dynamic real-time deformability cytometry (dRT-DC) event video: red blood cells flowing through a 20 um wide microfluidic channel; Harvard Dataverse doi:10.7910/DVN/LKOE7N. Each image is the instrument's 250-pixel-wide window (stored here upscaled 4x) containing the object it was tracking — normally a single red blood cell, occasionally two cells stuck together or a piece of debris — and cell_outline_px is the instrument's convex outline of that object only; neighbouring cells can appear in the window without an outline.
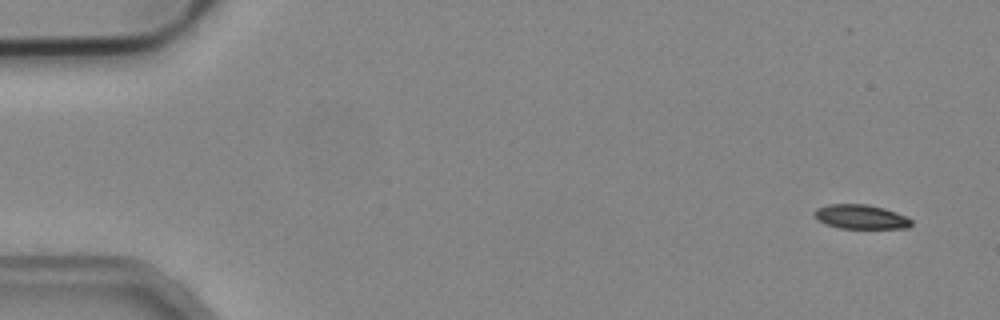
{"species": "common noctule bat (a hibernating species)", "species_latin": "Nyctalus noctula", "temperature_condition": "cold", "stored_images_in_passage": 7, "camera_frame_rate_fps": 3000, "um_per_image_px": 0.085, "animal": {"sex": "male", "body_mass_g": 19.2, "forearm_length_mm": 51.8}, "frame": {"image": 1, "passage_image": 1, "time_ms": 0.0, "image_size_px": [1000, 320], "cell_outline_px": [[912, 224], [908, 228], [840, 228], [824, 224], [816, 220], [812, 212], [816, 208], [828, 204], [868, 204], [884, 208], [896, 212], [912, 220]], "centroid_in_image_um": [73.11, 18.42], "position_along_channel_um": 11.9, "area_um2": 13.87}}
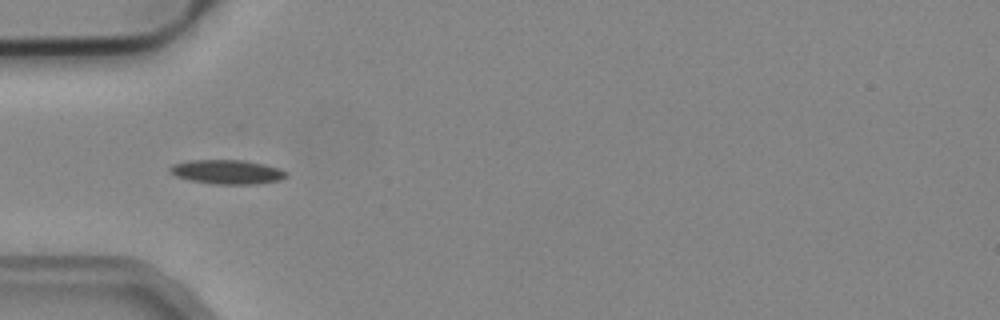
{"frame": {"image": 2, "passage_image": 4, "time_ms": 1.0, "image_size_px": [1000, 320], "cell_outline_px": [[288, 176], [280, 180], [256, 184], [216, 184], [192, 180], [176, 176], [168, 172], [168, 168], [172, 164], [188, 160], [244, 160], [264, 164], [288, 172]], "centroid_in_image_um": [19.29, 14.6], "position_along_channel_um": 65.7, "area_um2": 16.42}}
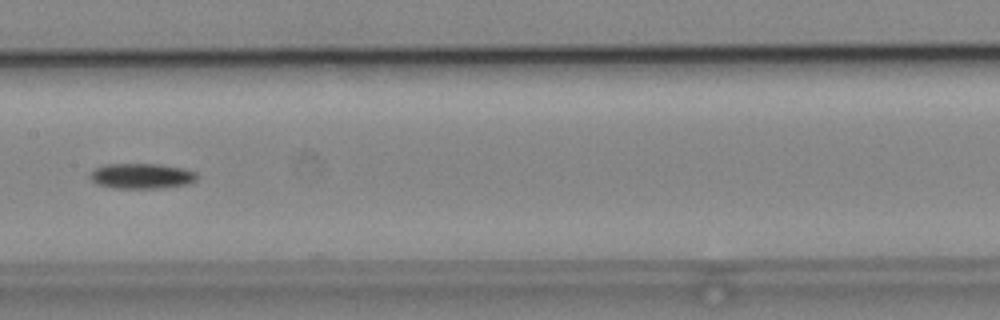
{"frame": {"image": 3, "passage_image": 7, "time_ms": 2.0, "image_size_px": [1000, 320], "cell_outline_px": [[196, 180], [188, 184], [160, 188], [116, 188], [96, 184], [88, 176], [96, 168], [104, 164], [160, 164], [180, 168], [196, 172]], "centroid_in_image_um": [12.01, 14.96], "position_along_channel_um": 195.4, "area_um2": 15.66}}